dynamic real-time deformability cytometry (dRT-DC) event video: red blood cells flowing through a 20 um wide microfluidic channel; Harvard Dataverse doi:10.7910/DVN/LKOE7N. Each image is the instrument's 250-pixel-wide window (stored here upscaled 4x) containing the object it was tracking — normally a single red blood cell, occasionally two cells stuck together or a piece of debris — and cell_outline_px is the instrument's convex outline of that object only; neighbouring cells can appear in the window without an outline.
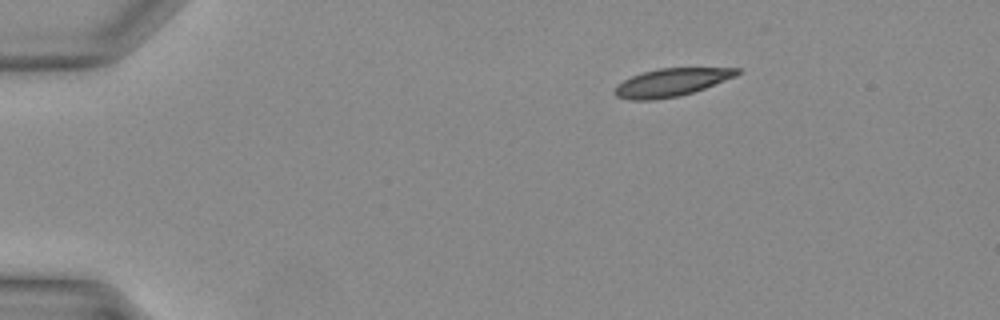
{"species": "Egyptian fruit bat (a non-hibernating species)", "species_latin": "Rousettus aegyptiacus", "temperature_condition": "warm", "stored_images_in_passage": 9, "camera_frame_rate_fps": 3000, "um_per_image_px": 0.085, "animal": {"sex": "female"}, "frame": {"image": 1, "passage_image": 1, "time_ms": 0.0, "image_size_px": [1000, 320], "cell_outline_px": [[740, 72], [736, 76], [704, 88], [680, 96], [652, 100], [632, 100], [616, 96], [612, 92], [624, 80], [632, 76], [644, 72], [660, 68], [740, 68]], "centroid_in_image_um": [57.07, 7.01], "position_along_channel_um": 27.9, "area_um2": 19.59}}